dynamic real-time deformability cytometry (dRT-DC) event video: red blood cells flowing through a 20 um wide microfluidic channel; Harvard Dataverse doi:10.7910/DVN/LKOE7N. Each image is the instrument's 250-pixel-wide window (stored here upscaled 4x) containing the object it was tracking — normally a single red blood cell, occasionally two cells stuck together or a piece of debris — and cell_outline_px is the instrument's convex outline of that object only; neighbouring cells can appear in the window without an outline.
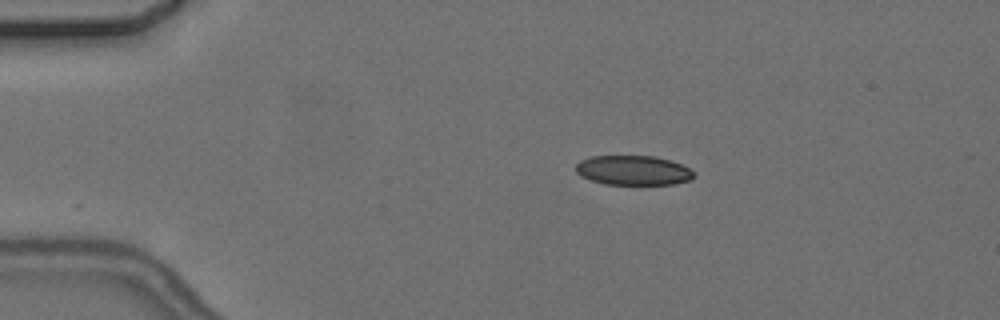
{"species": "common noctule bat (a hibernating species)", "species_latin": "Nyctalus noctula", "temperature_condition": "cold", "stored_images_in_passage": 6, "camera_frame_rate_fps": 3000, "um_per_image_px": 0.085, "animal": {"sex": "female", "body_mass_g": 24.6, "forearm_length_mm": 56.2}, "frame": {"image": 1, "passage_image": 1, "time_ms": 0.0, "image_size_px": [1000, 320], "cell_outline_px": [[696, 176], [688, 180], [676, 184], [604, 184], [580, 176], [576, 172], [576, 164], [580, 160], [592, 156], [652, 156], [668, 160], [680, 164], [688, 168]], "centroid_in_image_um": [53.79, 14.48], "position_along_channel_um": 31.2, "area_um2": 20.17}}
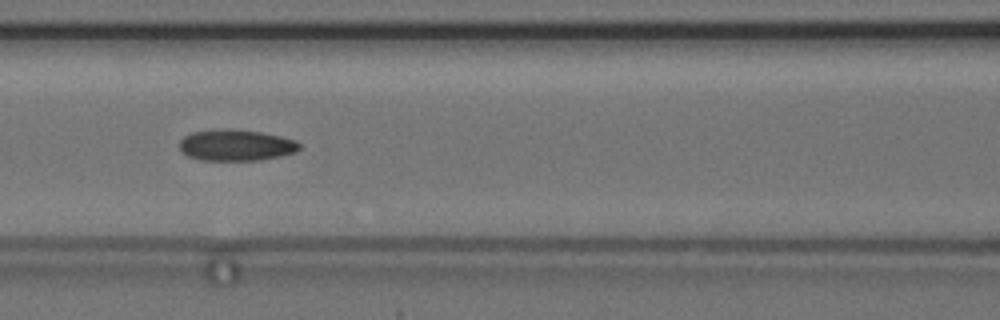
{"frame": {"image": 2, "passage_image": 5, "time_ms": 4.667, "image_size_px": [1000, 320], "cell_outline_px": [[300, 148], [296, 152], [280, 156], [260, 160], [200, 160], [188, 156], [180, 148], [180, 140], [184, 136], [192, 132], [224, 128], [228, 128], [260, 132], [280, 136], [296, 140], [300, 144]], "centroid_in_image_um": [20.07, 12.33], "position_along_channel_um": 146.5, "area_um2": 21.85}}
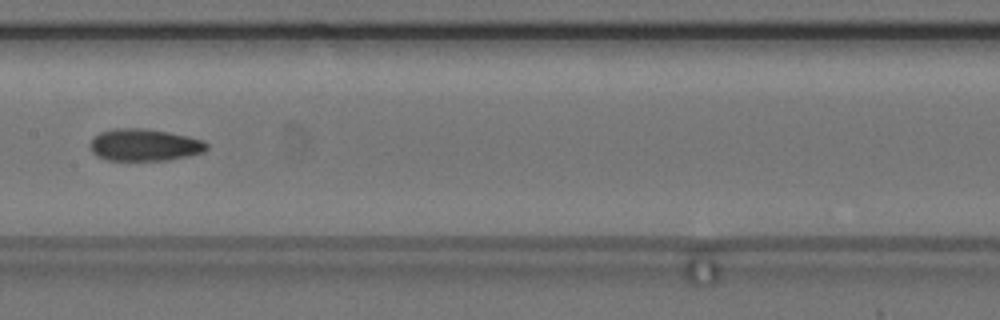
{"frame": {"image": 3, "passage_image": 6, "time_ms": 6.0, "image_size_px": [1000, 320], "cell_outline_px": [[208, 148], [204, 152], [188, 156], [168, 160], [108, 160], [96, 156], [92, 152], [88, 144], [100, 132], [116, 128], [144, 128], [168, 132], [188, 136], [204, 140], [208, 144]], "centroid_in_image_um": [12.29, 12.32], "position_along_channel_um": 195.1, "area_um2": 21.91}}